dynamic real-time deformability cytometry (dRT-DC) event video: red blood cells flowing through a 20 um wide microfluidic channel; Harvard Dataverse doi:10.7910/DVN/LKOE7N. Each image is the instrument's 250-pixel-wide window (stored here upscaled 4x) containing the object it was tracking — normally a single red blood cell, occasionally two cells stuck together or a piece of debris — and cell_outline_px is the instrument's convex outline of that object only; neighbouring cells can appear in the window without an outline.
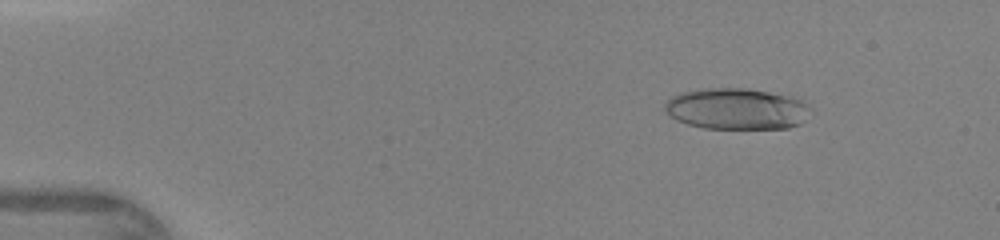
{"species": "human", "species_latin": "Homo sapiens", "temperature_condition": "warm", "stored_images_in_passage": 46, "camera_frame_rate_fps": 3000, "um_per_image_px": 0.085, "donor": {"sex": "female"}, "frame": {"image": 1, "passage_image": 6, "time_ms": 1.667, "image_size_px": [1000, 240], "cell_outline_px": [[812, 108], [804, 120], [800, 124], [788, 128], [704, 128], [688, 124], [676, 120], [668, 116], [664, 108], [664, 104], [672, 96], [680, 92], [704, 88], [748, 88], [768, 92], [800, 100]], "centroid_in_image_um": [62.56, 9.25], "position_along_channel_um": 22.4, "area_um2": 34.91}}
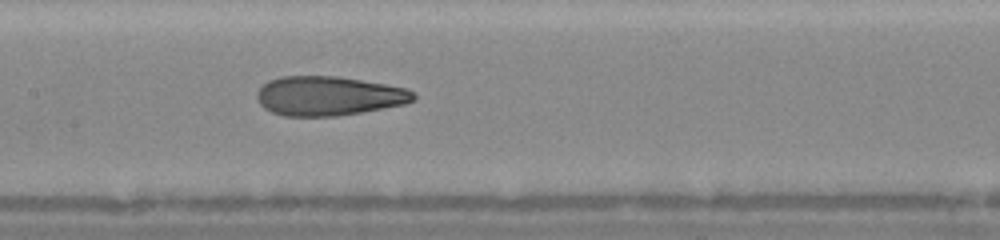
{"frame": {"image": 2, "passage_image": 23, "time_ms": 7.333, "image_size_px": [1000, 240], "cell_outline_px": [[416, 100], [404, 104], [384, 108], [336, 116], [284, 116], [272, 112], [264, 108], [260, 104], [256, 96], [256, 92], [268, 80], [280, 76], [336, 76], [408, 88], [416, 92]], "centroid_in_image_um": [27.94, 8.15], "position_along_channel_um": 179.5, "area_um2": 35.95}}
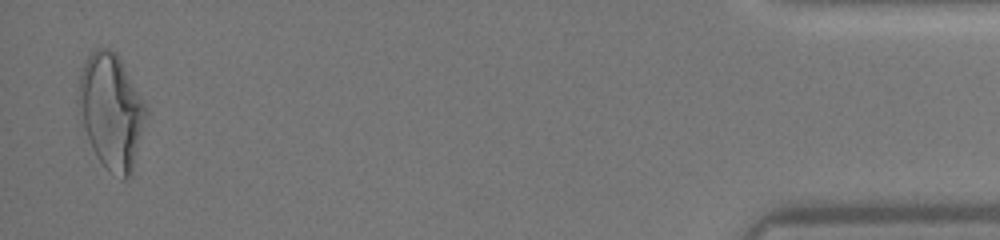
{"frame": {"image": 3, "passage_image": 45, "time_ms": 14.667, "image_size_px": [1000, 240], "cell_outline_px": [[148, 112], [132, 172], [124, 180], [108, 172], [96, 156], [92, 148], [84, 128], [76, 100], [80, 72], [88, 56], [96, 48], [108, 48], [116, 52], [144, 104]], "centroid_in_image_um": [9.43, 9.48], "position_along_channel_um": 425.8, "area_um2": 44.97}}